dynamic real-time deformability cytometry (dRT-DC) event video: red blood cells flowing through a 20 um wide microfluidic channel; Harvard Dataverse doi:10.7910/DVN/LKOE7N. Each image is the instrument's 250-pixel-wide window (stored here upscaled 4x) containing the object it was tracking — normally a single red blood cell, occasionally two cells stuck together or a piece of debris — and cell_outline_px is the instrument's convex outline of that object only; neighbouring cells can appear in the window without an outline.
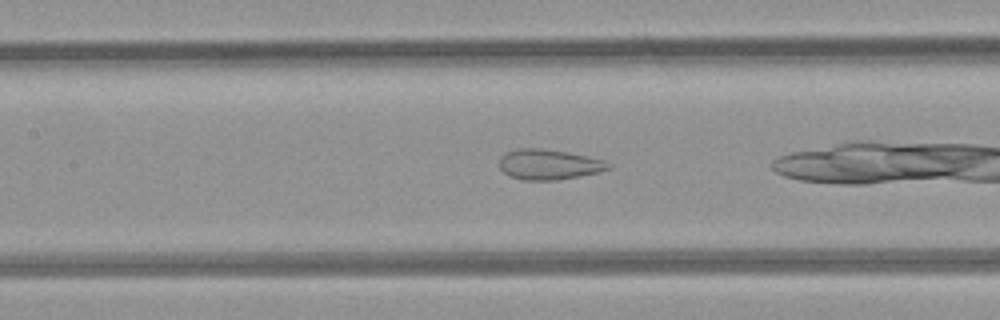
{"species": "common noctule bat (a hibernating species)", "species_latin": "Nyctalus noctula", "temperature_condition": "room temperature", "stored_images_in_passage": 9, "camera_frame_rate_fps": 3000, "um_per_image_px": 0.085, "animal": {"sex": "female", "body_mass_g": 21.9}, "frame": {"image": 1, "passage_image": 8, "time_ms": 9.333, "image_size_px": [1000, 320], "cell_outline_px": [[612, 168], [596, 172], [556, 180], [524, 180], [512, 176], [504, 172], [500, 168], [500, 156], [504, 152], [516, 148], [544, 148], [568, 152], [604, 160], [612, 164]], "centroid_in_image_um": [46.63, 13.95], "position_along_channel_um": 160.8, "area_um2": 19.19}}